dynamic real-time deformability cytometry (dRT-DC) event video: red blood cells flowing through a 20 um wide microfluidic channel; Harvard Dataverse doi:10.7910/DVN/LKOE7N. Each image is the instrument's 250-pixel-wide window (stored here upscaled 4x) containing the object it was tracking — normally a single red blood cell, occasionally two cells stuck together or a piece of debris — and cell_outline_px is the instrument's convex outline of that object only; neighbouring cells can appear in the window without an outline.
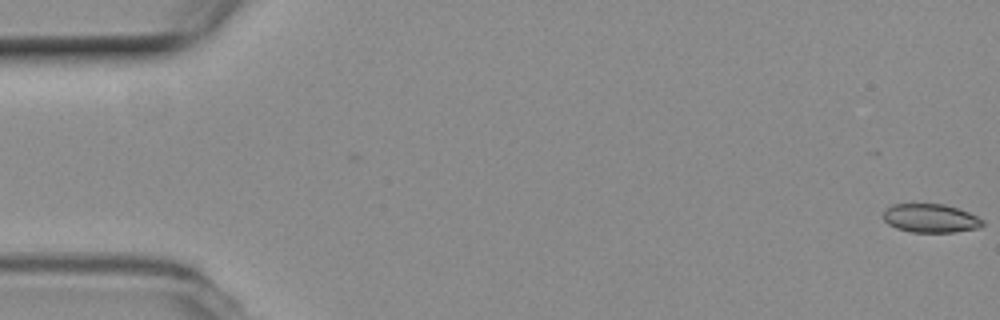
{"species": "common noctule bat (a hibernating species)", "species_latin": "Nyctalus noctula", "temperature_condition": "room temperature", "stored_images_in_passage": 11, "camera_frame_rate_fps": 3000, "um_per_image_px": 0.085, "animal": {"sex": "female", "body_mass_g": 19.3, "forearm_length_mm": 54.1}, "frame": {"image": 1, "passage_image": 1, "time_ms": 0.0, "image_size_px": [1000, 320], "cell_outline_px": [[984, 224], [980, 228], [956, 232], [912, 232], [896, 228], [888, 224], [884, 220], [884, 208], [892, 204], [944, 204], [968, 212], [984, 220]], "centroid_in_image_um": [79.1, 18.55], "position_along_channel_um": 5.9, "area_um2": 16.65}}